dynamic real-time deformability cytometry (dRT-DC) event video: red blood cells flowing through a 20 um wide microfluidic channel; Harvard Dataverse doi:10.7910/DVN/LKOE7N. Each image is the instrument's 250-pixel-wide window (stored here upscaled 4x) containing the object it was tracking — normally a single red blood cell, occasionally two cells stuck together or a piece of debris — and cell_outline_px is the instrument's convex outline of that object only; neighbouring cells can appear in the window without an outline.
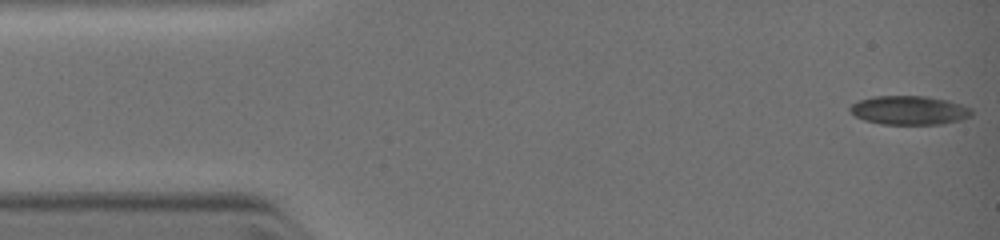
{"species": "common noctule bat (a hibernating species)", "species_latin": "Nyctalus noctula", "temperature_condition": "warm", "stored_images_in_passage": 33, "camera_frame_rate_fps": 3000, "um_per_image_px": 0.085, "animal": {"sex": "female", "body_mass_g": 19.0, "forearm_length_mm": 51.5}, "frame": {"image": 1, "passage_image": 1, "time_ms": 0.0, "image_size_px": [1000, 240], "cell_outline_px": [[972, 112], [968, 116], [956, 120], [940, 124], [884, 124], [864, 120], [856, 116], [848, 108], [852, 104], [860, 100], [872, 96], [928, 96], [948, 100], [972, 108]], "centroid_in_image_um": [77.26, 9.36], "position_along_channel_um": 7.7, "area_um2": 20.23}}
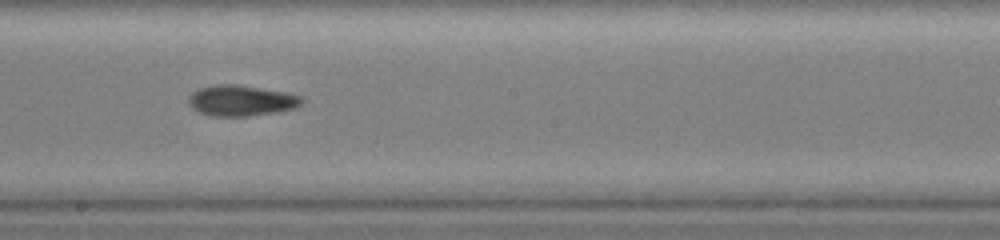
{"frame": {"image": 2, "passage_image": 16, "time_ms": 6.333, "image_size_px": [1000, 240], "cell_outline_px": [[304, 100], [296, 108], [280, 112], [248, 116], [212, 116], [200, 112], [192, 108], [188, 104], [188, 96], [192, 92], [200, 88], [216, 84], [240, 84], [288, 92], [304, 96]], "centroid_in_image_um": [20.55, 8.54], "position_along_channel_um": 227.7, "area_um2": 20.75}}
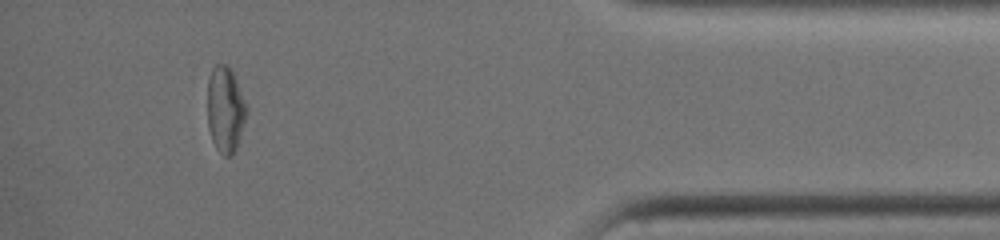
{"frame": {"image": 3, "passage_image": 29, "time_ms": 10.667, "image_size_px": [1000, 240], "cell_outline_px": [[248, 112], [236, 148], [232, 156], [224, 156], [216, 148], [212, 140], [208, 128], [208, 80], [212, 68], [216, 64], [224, 64], [232, 72], [236, 80], [248, 108]], "centroid_in_image_um": [19.15, 9.33], "position_along_channel_um": 416.0, "area_um2": 19.48}}